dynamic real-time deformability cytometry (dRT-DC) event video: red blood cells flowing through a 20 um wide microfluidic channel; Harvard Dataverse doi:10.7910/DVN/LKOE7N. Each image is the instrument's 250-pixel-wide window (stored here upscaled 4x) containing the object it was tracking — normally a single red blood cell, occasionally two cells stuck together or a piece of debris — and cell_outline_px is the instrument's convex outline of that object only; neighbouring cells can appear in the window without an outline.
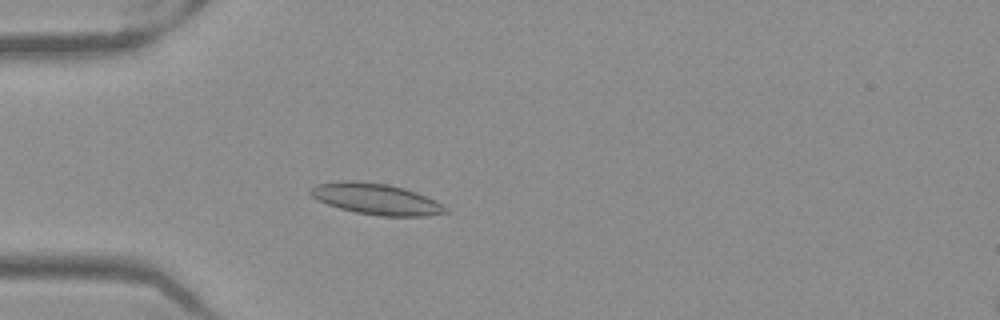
{"species": "Egyptian fruit bat (a non-hibernating species)", "species_latin": "Rousettus aegyptiacus", "temperature_condition": "warm", "stored_images_in_passage": 52, "camera_frame_rate_fps": 3000, "um_per_image_px": 0.085, "frame": {"image": 1, "passage_image": 15, "time_ms": 4.667, "image_size_px": [1000, 320], "cell_outline_px": [[448, 212], [424, 216], [380, 216], [356, 212], [340, 208], [328, 204], [312, 196], [308, 192], [308, 188], [316, 184], [344, 180], [356, 180], [384, 184], [404, 188], [416, 192], [436, 200], [448, 208]], "centroid_in_image_um": [31.96, 16.91], "position_along_channel_um": 53.0, "area_um2": 24.39}}
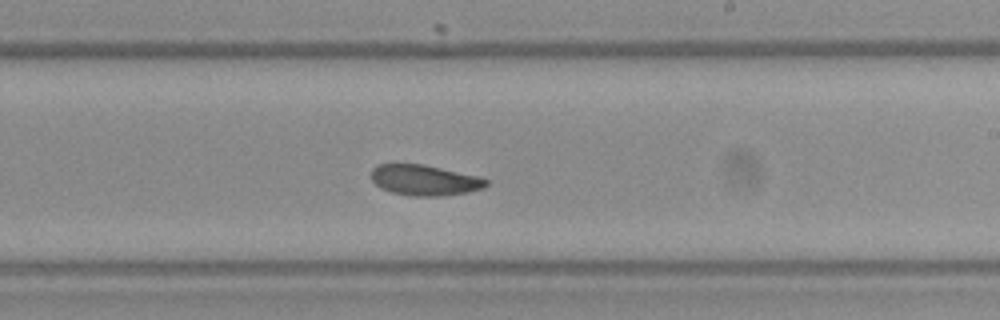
{"frame": {"image": 2, "passage_image": 31, "time_ms": 10.0, "image_size_px": [1000, 320], "cell_outline_px": [[488, 184], [484, 188], [468, 192], [440, 196], [412, 196], [392, 192], [376, 184], [372, 180], [372, 168], [376, 164], [424, 164], [480, 176], [488, 180]], "centroid_in_image_um": [36.13, 15.3], "position_along_channel_um": 252.9, "area_um2": 20.52}}
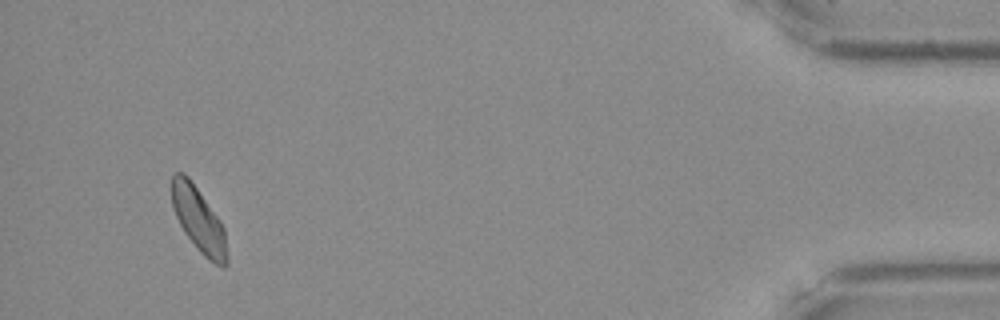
{"frame": {"image": 3, "passage_image": 49, "time_ms": 16.0, "image_size_px": [1000, 320], "cell_outline_px": [[228, 264], [224, 268], [208, 260], [200, 252], [184, 232], [172, 208], [172, 176], [176, 172], [184, 172], [188, 176], [220, 220], [224, 228], [228, 256]], "centroid_in_image_um": [16.9, 18.71], "position_along_channel_um": 418.3, "area_um2": 20.81}}